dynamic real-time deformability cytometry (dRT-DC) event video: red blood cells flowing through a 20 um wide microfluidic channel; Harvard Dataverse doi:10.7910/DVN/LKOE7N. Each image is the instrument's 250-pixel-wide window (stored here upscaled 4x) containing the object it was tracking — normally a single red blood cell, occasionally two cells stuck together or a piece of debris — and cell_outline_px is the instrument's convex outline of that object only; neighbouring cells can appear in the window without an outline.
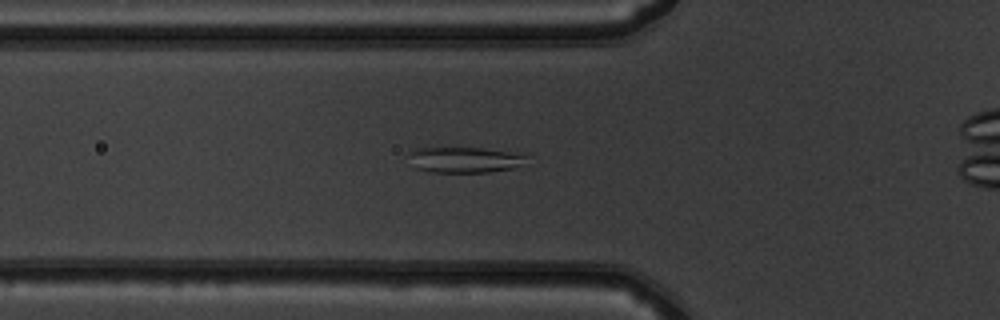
{"species": "common noctule bat (a hibernating species)", "species_latin": "Nyctalus noctula", "temperature_condition": "warm", "stored_images_in_passage": 34, "camera_frame_rate_fps": 3000, "um_per_image_px": 0.085, "animal": {"sex": "male", "body_mass_g": 19.5, "forearm_length_mm": 54.6}, "frame": {"image": 1, "passage_image": 7, "time_ms": 2.0, "image_size_px": [1000, 320], "cell_outline_px": [[528, 156], [512, 168], [492, 172], [428, 172], [416, 168], [408, 152], [416, 148], [480, 148], [508, 152]], "centroid_in_image_um": [39.41, 13.59], "position_along_channel_um": 86.4, "area_um2": 17.11}}
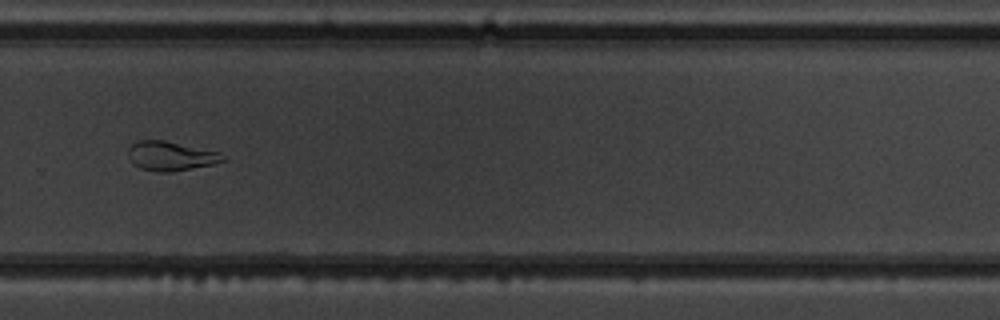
{"frame": {"image": 2, "passage_image": 24, "time_ms": 7.667, "image_size_px": [1000, 320], "cell_outline_px": [[224, 160], [216, 164], [172, 172], [156, 172], [140, 168], [132, 164], [128, 156], [128, 148], [136, 140], [164, 140], [220, 152], [224, 156]], "centroid_in_image_um": [14.49, 13.27], "position_along_channel_um": 315.3, "area_um2": 16.36}}
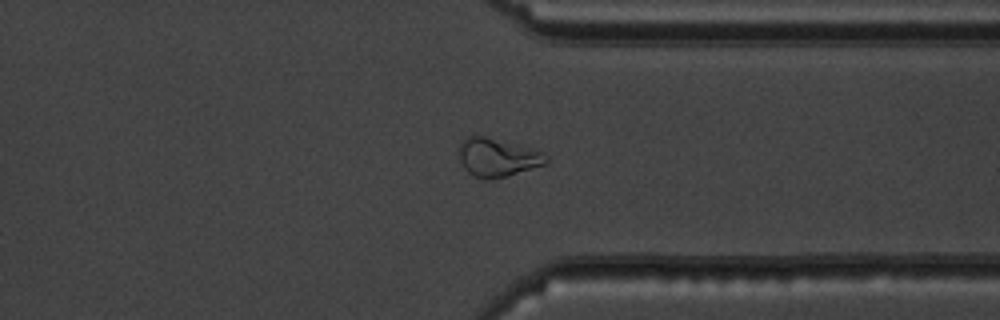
{"frame": {"image": 3, "passage_image": 28, "time_ms": 9.0, "image_size_px": [1000, 320], "cell_outline_px": [[548, 164], [508, 176], [476, 176], [468, 172], [464, 168], [460, 160], [460, 140], [468, 136], [484, 136], [544, 152], [548, 156]], "centroid_in_image_um": [42.33, 13.35], "position_along_channel_um": 369.1, "area_um2": 18.96}, "authors_computed_cell_mechanics": {"area_um2": 16.762, "velocity_mm_per_s": 4.0355, "shape_relaxation_time_tau1_ms": null, "shape_relaxation_time_tau2_ms": 1.4131, "deformation_change_tau1": null, "deformation_change_tau2": 0.0641}}